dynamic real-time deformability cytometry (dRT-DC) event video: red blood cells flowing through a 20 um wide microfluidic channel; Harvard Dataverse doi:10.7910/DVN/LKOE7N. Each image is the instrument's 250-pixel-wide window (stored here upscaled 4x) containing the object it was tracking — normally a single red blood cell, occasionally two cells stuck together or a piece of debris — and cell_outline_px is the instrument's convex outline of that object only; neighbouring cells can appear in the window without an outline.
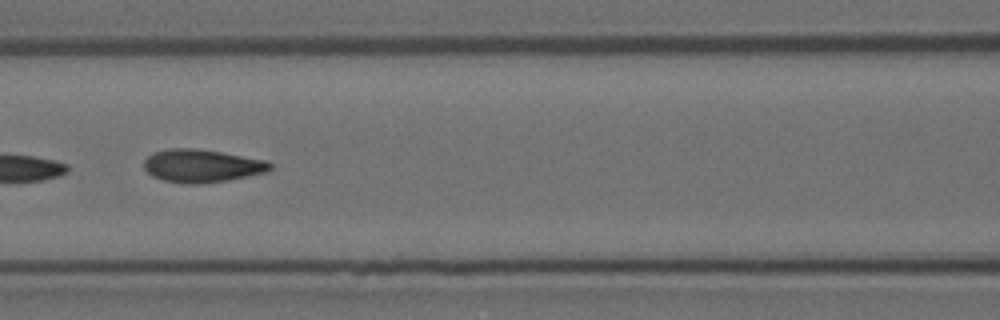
{"species": "Egyptian fruit bat (a non-hibernating species)", "species_latin": "Rousettus aegyptiacus", "temperature_condition": "room temperature", "stored_images_in_passage": 6, "camera_frame_rate_fps": 3000, "um_per_image_px": 0.085, "animal": {"sex": "female"}, "frame": {"image": 1, "passage_image": 6, "time_ms": 1.667, "image_size_px": [1000, 320], "cell_outline_px": [[272, 168], [264, 172], [248, 176], [228, 180], [200, 184], [184, 184], [164, 180], [152, 176], [144, 168], [144, 160], [152, 152], [168, 148], [196, 148], [220, 152], [264, 160], [272, 164]], "centroid_in_image_um": [17.11, 14.09], "position_along_channel_um": 149.5, "area_um2": 24.16}}